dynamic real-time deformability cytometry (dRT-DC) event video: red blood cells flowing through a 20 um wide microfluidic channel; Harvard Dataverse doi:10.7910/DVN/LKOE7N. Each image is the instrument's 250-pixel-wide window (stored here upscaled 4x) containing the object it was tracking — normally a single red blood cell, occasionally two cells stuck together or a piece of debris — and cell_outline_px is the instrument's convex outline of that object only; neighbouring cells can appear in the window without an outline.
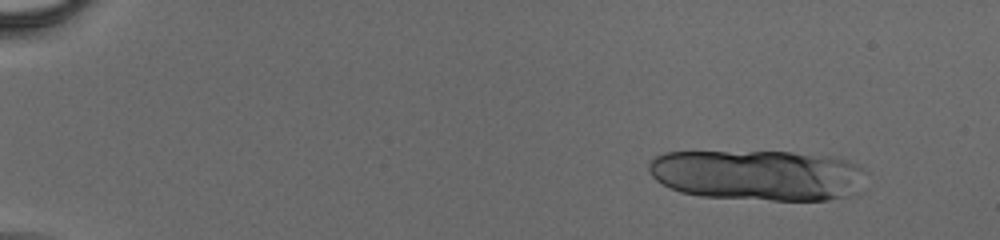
{"species": "human", "species_latin": "Homo sapiens", "temperature_condition": "cold", "stored_images_in_passage": 20, "camera_frame_rate_fps": 3000, "um_per_image_px": 0.085, "donor": {"sex": "male"}, "frame": {"image": 1, "passage_image": 6, "time_ms": 1.667, "image_size_px": [1000, 240], "cell_outline_px": [[864, 168], [848, 196], [828, 200], [772, 200], [700, 196], [680, 192], [656, 180], [648, 172], [648, 164], [656, 156], [664, 152], [792, 152], [840, 156]], "centroid_in_image_um": [64.34, 14.86], "position_along_channel_um": 20.7, "area_um2": 63.81}}